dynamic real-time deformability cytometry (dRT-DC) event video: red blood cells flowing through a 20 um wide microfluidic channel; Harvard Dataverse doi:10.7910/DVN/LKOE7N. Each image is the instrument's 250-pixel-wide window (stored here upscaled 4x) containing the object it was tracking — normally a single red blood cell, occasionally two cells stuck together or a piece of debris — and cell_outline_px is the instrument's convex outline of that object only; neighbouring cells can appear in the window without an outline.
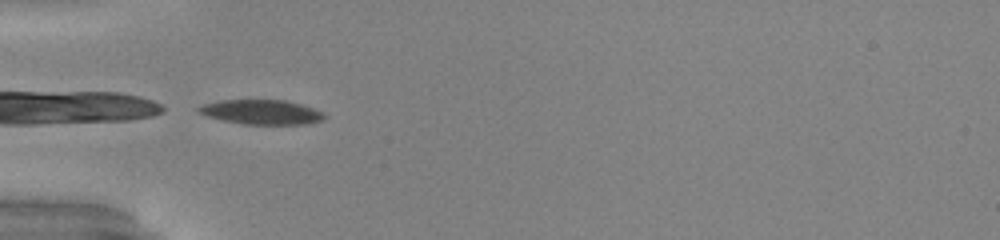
{"species": "common noctule bat (a hibernating species)", "species_latin": "Nyctalus noctula", "temperature_condition": "warm", "stored_images_in_passage": 36, "camera_frame_rate_fps": 3000, "um_per_image_px": 0.085, "animal": {"sex": "male", "body_mass_g": 20.0, "forearm_length_mm": 53.3}, "frame": {"image": 1, "passage_image": 1, "time_ms": 0.0, "image_size_px": [1000, 240], "cell_outline_px": [[328, 116], [324, 120], [308, 124], [244, 124], [224, 120], [208, 116], [196, 112], [196, 108], [204, 104], [220, 100], [288, 100], [324, 112]], "centroid_in_image_um": [22.27, 9.52], "position_along_channel_um": 62.7, "area_um2": 18.09}}
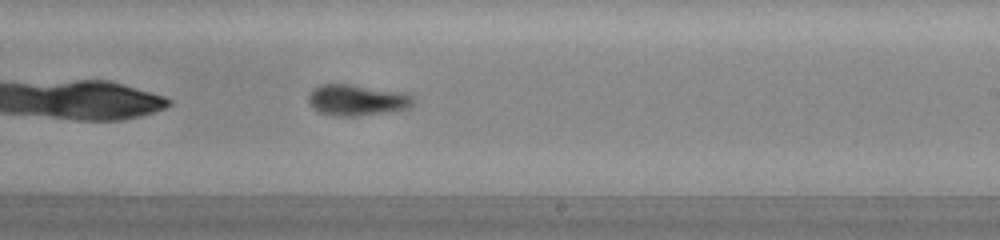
{"frame": {"image": 2, "passage_image": 16, "time_ms": 5.0, "image_size_px": [1000, 240], "cell_outline_px": [[416, 96], [412, 104], [408, 108], [384, 112], [356, 116], [336, 116], [320, 112], [312, 108], [308, 104], [308, 96], [312, 88], [320, 84], [352, 84], [408, 92]], "centroid_in_image_um": [30.35, 8.48], "position_along_channel_um": 258.7, "area_um2": 19.36}, "authors_computed_cell_mechanics": {"area_um2": 19.2185, "velocity_mm_per_s": 4.0053, "shape_relaxation_time_tau1_ms": 5.0551, "shape_relaxation_time_tau2_ms": 2.4244, "deformation_change_tau1": 0.1778, "deformation_change_tau2": 0.0819}}